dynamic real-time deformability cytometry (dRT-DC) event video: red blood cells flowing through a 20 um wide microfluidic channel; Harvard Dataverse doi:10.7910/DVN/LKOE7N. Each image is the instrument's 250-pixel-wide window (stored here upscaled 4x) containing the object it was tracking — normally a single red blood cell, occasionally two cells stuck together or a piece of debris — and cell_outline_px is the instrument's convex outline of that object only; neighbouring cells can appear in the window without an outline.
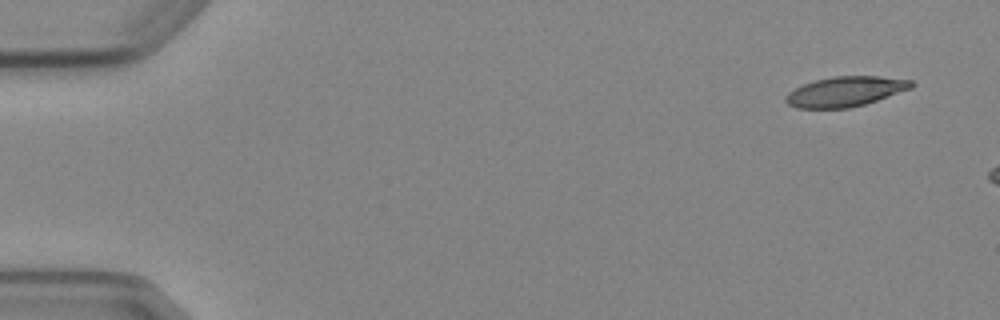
{"species": "Egyptian fruit bat (a non-hibernating species)", "species_latin": "Rousettus aegyptiacus", "temperature_condition": "cold", "stored_images_in_passage": 4, "camera_frame_rate_fps": 3000, "um_per_image_px": 0.085, "animal": {"sex": "female"}, "frame": {"image": 1, "passage_image": 1, "time_ms": 0.0, "image_size_px": [1000, 320], "cell_outline_px": [[916, 84], [912, 88], [864, 104], [848, 108], [796, 108], [788, 104], [784, 100], [784, 96], [788, 92], [804, 84], [816, 80], [832, 76], [880, 76], [912, 80]], "centroid_in_image_um": [71.85, 7.77], "position_along_channel_um": 13.1, "area_um2": 21.91}}